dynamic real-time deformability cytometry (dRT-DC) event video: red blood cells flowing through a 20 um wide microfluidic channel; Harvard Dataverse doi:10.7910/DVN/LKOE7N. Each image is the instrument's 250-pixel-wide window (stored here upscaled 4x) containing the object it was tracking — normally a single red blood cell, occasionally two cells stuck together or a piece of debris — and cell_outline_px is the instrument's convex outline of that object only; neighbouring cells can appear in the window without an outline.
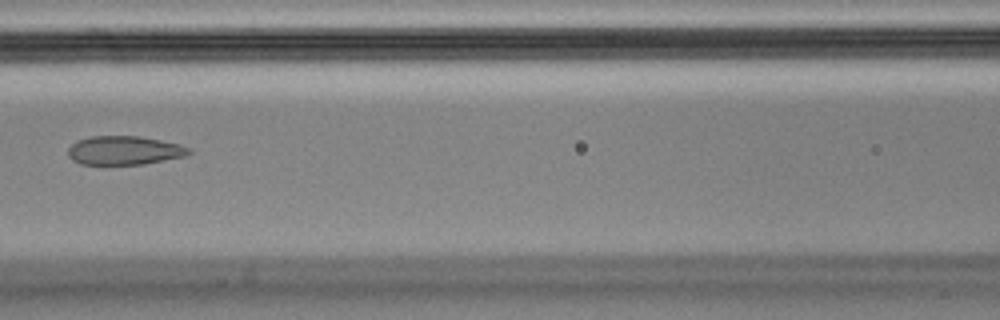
{"species": "Egyptian fruit bat (a non-hibernating species)", "species_latin": "Rousettus aegyptiacus", "temperature_condition": "cold", "stored_images_in_passage": 8, "camera_frame_rate_fps": 3000, "um_per_image_px": 0.085, "animal": {"sex": "male"}, "frame": {"image": 1, "passage_image": 7, "time_ms": 2.0, "image_size_px": [1000, 320], "cell_outline_px": [[192, 152], [184, 156], [144, 164], [80, 164], [72, 160], [68, 156], [68, 148], [76, 140], [92, 136], [140, 136], [180, 144], [188, 148]], "centroid_in_image_um": [10.53, 12.78], "position_along_channel_um": 156.1, "area_um2": 20.23}}
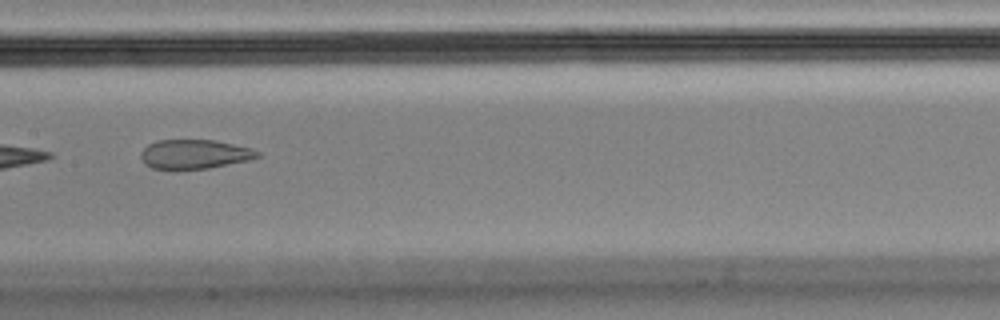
{"frame": {"image": 2, "passage_image": 8, "time_ms": 2.333, "image_size_px": [1000, 320], "cell_outline_px": [[260, 156], [248, 160], [208, 168], [152, 168], [144, 164], [140, 156], [140, 152], [148, 144], [156, 140], [216, 140], [252, 148], [260, 152]], "centroid_in_image_um": [16.53, 13.08], "position_along_channel_um": 190.9, "area_um2": 19.71}}